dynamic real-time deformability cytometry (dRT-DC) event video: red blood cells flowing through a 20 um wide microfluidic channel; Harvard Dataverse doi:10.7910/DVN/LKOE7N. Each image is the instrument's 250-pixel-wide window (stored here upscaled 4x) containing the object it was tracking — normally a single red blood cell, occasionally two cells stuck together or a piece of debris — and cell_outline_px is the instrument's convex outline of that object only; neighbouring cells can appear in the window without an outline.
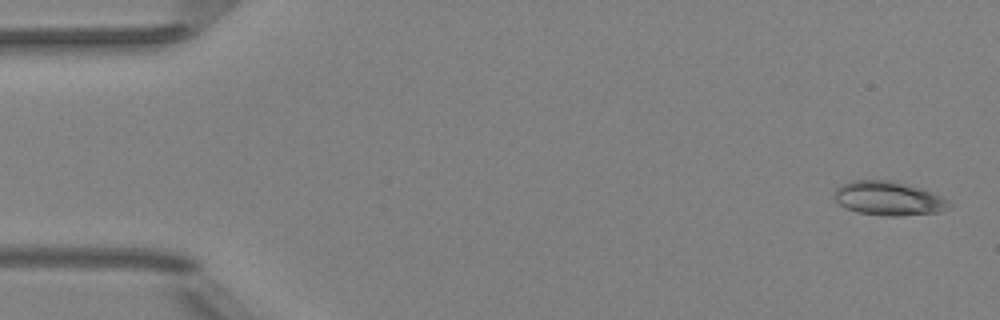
{"species": "Egyptian fruit bat (a non-hibernating species)", "species_latin": "Rousettus aegyptiacus", "temperature_condition": "room temperature", "stored_images_in_passage": 5, "camera_frame_rate_fps": 3000, "um_per_image_px": 0.085, "animal": {"sex": "female"}, "frame": {"image": 1, "passage_image": 1, "time_ms": 0.0, "image_size_px": [1000, 320], "cell_outline_px": [[952, 204], [948, 208], [940, 212], [900, 216], [884, 216], [856, 212], [844, 208], [832, 196], [836, 188], [840, 184], [852, 180], [892, 180], [920, 188], [940, 196], [948, 200]], "centroid_in_image_um": [75.48, 16.87], "position_along_channel_um": 9.5, "area_um2": 22.95}}
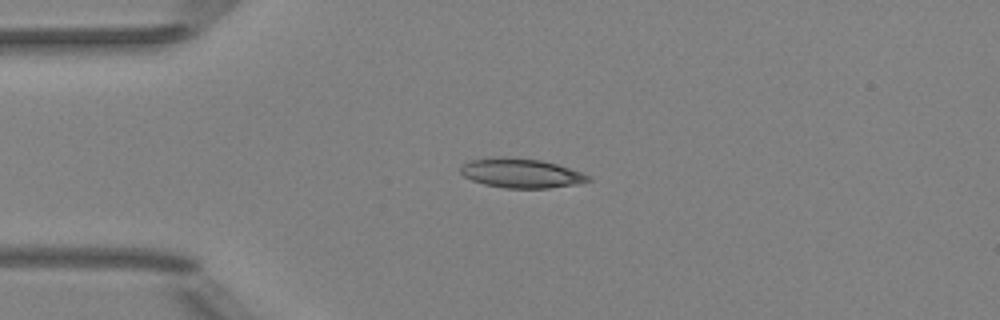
{"frame": {"image": 2, "passage_image": 4, "time_ms": 3.667, "image_size_px": [1000, 320], "cell_outline_px": [[592, 180], [580, 184], [548, 188], [504, 188], [484, 184], [472, 180], [464, 176], [460, 172], [460, 168], [468, 160], [492, 156], [508, 156], [540, 160], [556, 164], [584, 172], [592, 176]], "centroid_in_image_um": [44.32, 14.71], "position_along_channel_um": 40.7, "area_um2": 22.31}}